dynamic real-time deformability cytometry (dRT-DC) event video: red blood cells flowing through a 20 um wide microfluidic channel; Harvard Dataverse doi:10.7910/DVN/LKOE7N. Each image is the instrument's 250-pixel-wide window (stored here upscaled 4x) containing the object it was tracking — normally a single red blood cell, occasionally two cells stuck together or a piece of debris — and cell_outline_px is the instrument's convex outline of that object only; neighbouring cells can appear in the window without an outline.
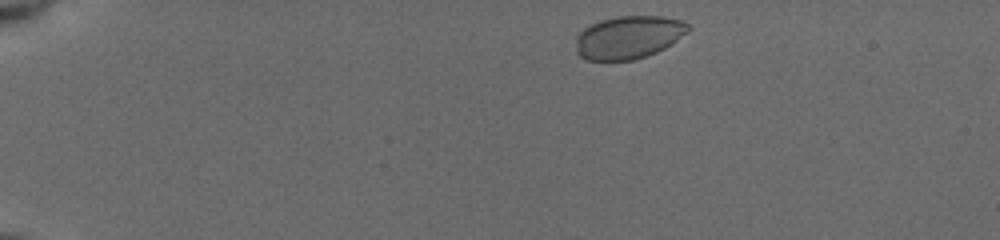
{"species": "common noctule bat (a hibernating species)", "species_latin": "Nyctalus noctula", "temperature_condition": "cold", "stored_images_in_passage": 10, "camera_frame_rate_fps": 3000, "um_per_image_px": 0.085, "animal": {"sex": "female", "body_mass_g": 19.5, "forearm_length_mm": 54.1}, "frame": {"image": 1, "passage_image": 1, "time_ms": 0.0, "image_size_px": [1000, 240], "cell_outline_px": [[692, 28], [688, 32], [672, 44], [656, 52], [632, 60], [588, 60], [580, 56], [576, 52], [576, 36], [584, 28], [600, 20], [620, 16], [660, 16], [684, 20]], "centroid_in_image_um": [53.45, 3.16], "position_along_channel_um": 31.6, "area_um2": 28.15}}
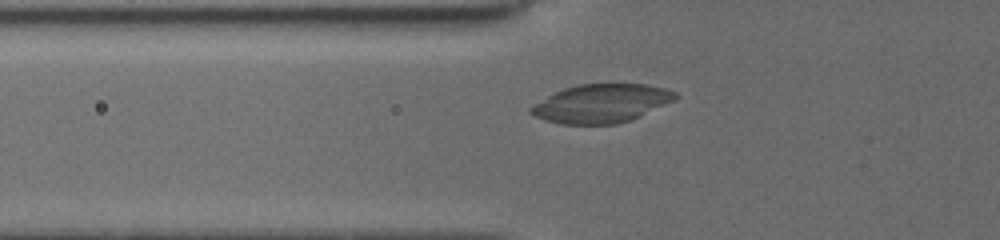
{"frame": {"image": 2, "passage_image": 6, "time_ms": 3.333, "image_size_px": [1000, 240], "cell_outline_px": [[680, 96], [676, 100], [632, 120], [616, 124], [560, 124], [544, 120], [528, 112], [528, 108], [548, 96], [564, 88], [580, 84], [644, 84], [664, 88], [676, 92]], "centroid_in_image_um": [51.15, 8.8], "position_along_channel_um": 74.7, "area_um2": 32.48}}
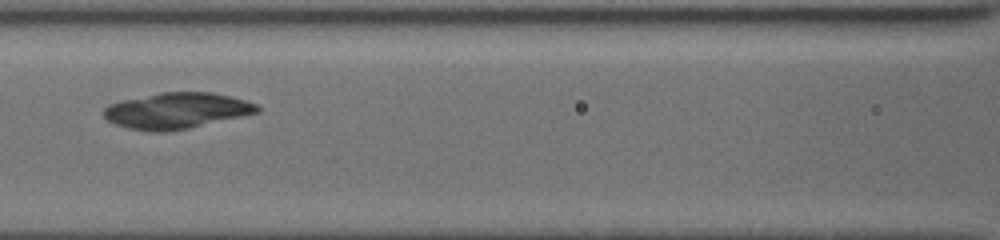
{"frame": {"image": 3, "passage_image": 9, "time_ms": 5.333, "image_size_px": [1000, 240], "cell_outline_px": [[260, 112], [188, 128], [164, 132], [152, 132], [128, 128], [116, 124], [108, 120], [104, 116], [104, 108], [108, 104], [120, 100], [160, 92], [212, 92], [260, 104]], "centroid_in_image_um": [15.01, 9.4], "position_along_channel_um": 151.6, "area_um2": 32.14}}